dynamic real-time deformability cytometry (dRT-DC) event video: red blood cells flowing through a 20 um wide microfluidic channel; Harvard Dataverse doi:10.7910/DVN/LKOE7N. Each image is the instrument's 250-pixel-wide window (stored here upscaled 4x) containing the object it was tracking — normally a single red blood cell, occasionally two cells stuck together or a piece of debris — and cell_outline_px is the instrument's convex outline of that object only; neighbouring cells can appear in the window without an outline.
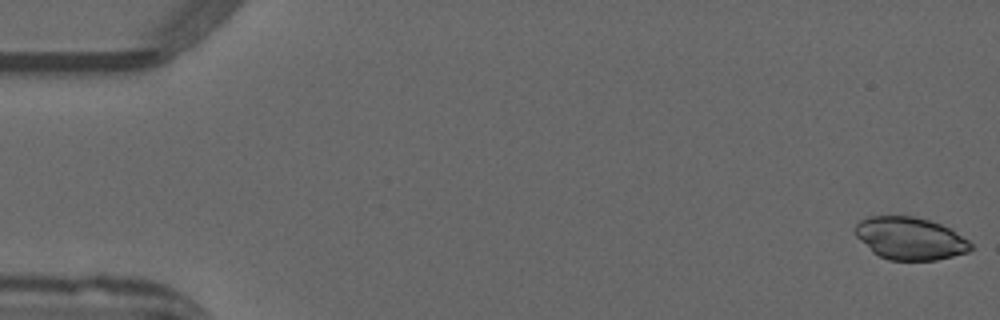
{"species": "common noctule bat (a hibernating species)", "species_latin": "Nyctalus noctula", "temperature_condition": "warm", "stored_images_in_passage": 40, "camera_frame_rate_fps": 3000, "um_per_image_px": 0.085, "animal": {"sex": "male", "forearm_length_mm": 52.5}, "frame": {"image": 1, "passage_image": 1, "time_ms": 0.0, "image_size_px": [1000, 320], "cell_outline_px": [[972, 248], [968, 252], [936, 260], [888, 260], [872, 252], [856, 236], [856, 224], [860, 220], [868, 216], [912, 216], [932, 220], [948, 228], [968, 240], [972, 244]], "centroid_in_image_um": [77.34, 20.26], "position_along_channel_um": 7.7, "area_um2": 28.5}}